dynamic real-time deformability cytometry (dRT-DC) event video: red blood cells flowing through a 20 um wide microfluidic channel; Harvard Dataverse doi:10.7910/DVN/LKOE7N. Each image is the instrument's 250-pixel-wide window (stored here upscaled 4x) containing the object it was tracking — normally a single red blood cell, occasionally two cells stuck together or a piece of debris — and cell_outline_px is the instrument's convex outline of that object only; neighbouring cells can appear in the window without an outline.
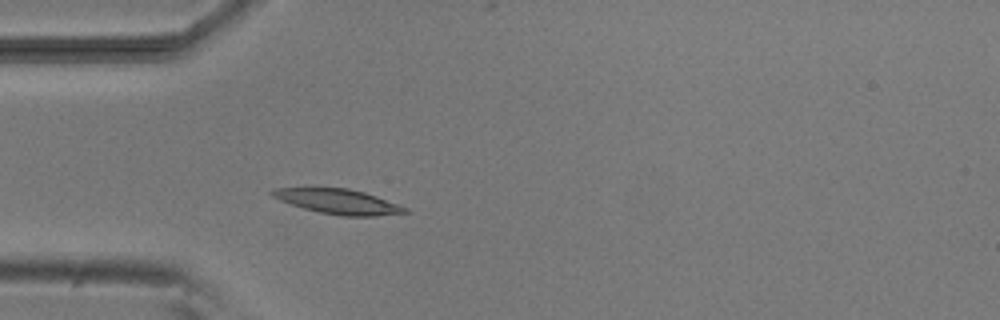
{"species": "common noctule bat (a hibernating species)", "species_latin": "Nyctalus noctula", "temperature_condition": "room temperature", "stored_images_in_passage": 4, "camera_frame_rate_fps": 3000, "um_per_image_px": 0.085, "animal": {"sex": "male", "body_mass_g": 20.5, "forearm_length_mm": 52.5}, "frame": {"image": 1, "passage_image": 4, "time_ms": 3.333, "image_size_px": [1000, 320], "cell_outline_px": [[412, 212], [376, 216], [340, 216], [320, 212], [304, 208], [280, 200], [272, 196], [268, 192], [272, 188], [348, 188], [364, 192], [376, 196], [408, 208]], "centroid_in_image_um": [28.77, 17.13], "position_along_channel_um": 56.2, "area_um2": 19.19}}